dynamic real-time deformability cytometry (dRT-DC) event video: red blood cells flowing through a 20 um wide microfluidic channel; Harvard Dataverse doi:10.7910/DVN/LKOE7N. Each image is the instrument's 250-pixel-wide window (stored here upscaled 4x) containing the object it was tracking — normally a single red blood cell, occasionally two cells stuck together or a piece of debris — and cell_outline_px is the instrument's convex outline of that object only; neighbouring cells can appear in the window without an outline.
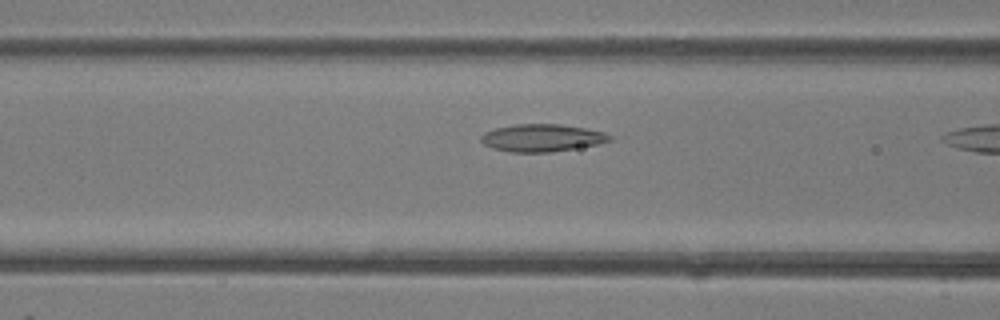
{"species": "common noctule bat (a hibernating species)", "species_latin": "Nyctalus noctula", "temperature_condition": "room temperature", "stored_images_in_passage": 14, "camera_frame_rate_fps": 3000, "um_per_image_px": 0.085, "animal": {"sex": "female"}, "frame": {"image": 1, "passage_image": 12, "time_ms": 3.667, "image_size_px": [1000, 320], "cell_outline_px": [[612, 140], [600, 144], [552, 152], [508, 152], [492, 148], [484, 144], [480, 140], [480, 136], [484, 132], [496, 128], [516, 124], [560, 124], [584, 128], [604, 132], [612, 136]], "centroid_in_image_um": [46.07, 11.72], "position_along_channel_um": 120.5, "area_um2": 20.69}}